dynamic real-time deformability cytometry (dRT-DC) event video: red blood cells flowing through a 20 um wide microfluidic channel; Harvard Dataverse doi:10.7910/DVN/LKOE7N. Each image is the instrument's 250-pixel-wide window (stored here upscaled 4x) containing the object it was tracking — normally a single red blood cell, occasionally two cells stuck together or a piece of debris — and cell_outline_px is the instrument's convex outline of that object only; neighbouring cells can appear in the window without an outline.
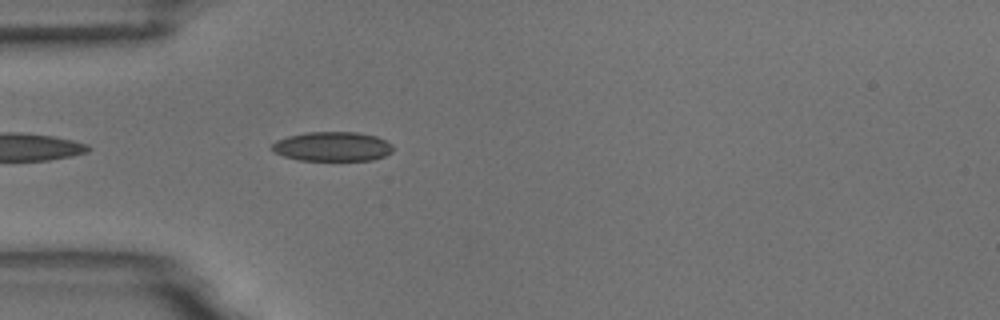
{"species": "common noctule bat (a hibernating species)", "species_latin": "Nyctalus noctula", "temperature_condition": "room temperature", "stored_images_in_passage": 8, "camera_frame_rate_fps": 3000, "um_per_image_px": 0.085, "animal": {"sex": "male", "body_mass_g": 18.8}, "frame": {"image": 1, "passage_image": 3, "time_ms": 0.667, "image_size_px": [1000, 320], "cell_outline_px": [[396, 148], [392, 152], [384, 156], [372, 160], [300, 160], [284, 156], [272, 152], [268, 148], [276, 140], [288, 136], [308, 132], [356, 132], [376, 136], [392, 144]], "centroid_in_image_um": [28.24, 12.45], "position_along_channel_um": 56.8, "area_um2": 20.92}}